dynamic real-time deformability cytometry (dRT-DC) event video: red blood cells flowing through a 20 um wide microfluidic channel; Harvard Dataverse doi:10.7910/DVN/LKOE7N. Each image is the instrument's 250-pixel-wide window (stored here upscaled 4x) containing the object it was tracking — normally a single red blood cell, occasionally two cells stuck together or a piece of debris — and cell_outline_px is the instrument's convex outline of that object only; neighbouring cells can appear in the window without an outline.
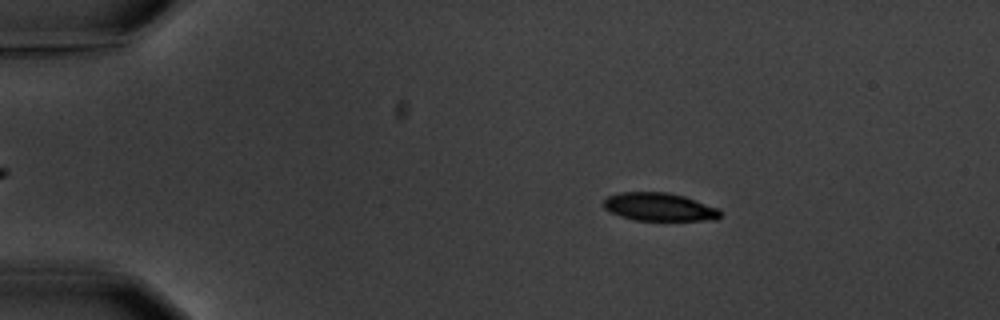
{"species": "common noctule bat (a hibernating species)", "species_latin": "Nyctalus noctula", "temperature_condition": "warm", "stored_images_in_passage": 5, "camera_frame_rate_fps": 3000, "um_per_image_px": 0.085, "animal": {"sex": "male", "body_mass_g": 20.1, "forearm_length_mm": 53.5}, "frame": {"image": 1, "passage_image": 3, "time_ms": 2.333, "image_size_px": [1000, 320], "cell_outline_px": [[720, 216], [716, 220], [636, 220], [620, 216], [604, 208], [604, 200], [608, 196], [620, 192], [668, 192], [684, 196], [720, 208]], "centroid_in_image_um": [56.06, 17.58], "position_along_channel_um": 28.9, "area_um2": 19.07}}